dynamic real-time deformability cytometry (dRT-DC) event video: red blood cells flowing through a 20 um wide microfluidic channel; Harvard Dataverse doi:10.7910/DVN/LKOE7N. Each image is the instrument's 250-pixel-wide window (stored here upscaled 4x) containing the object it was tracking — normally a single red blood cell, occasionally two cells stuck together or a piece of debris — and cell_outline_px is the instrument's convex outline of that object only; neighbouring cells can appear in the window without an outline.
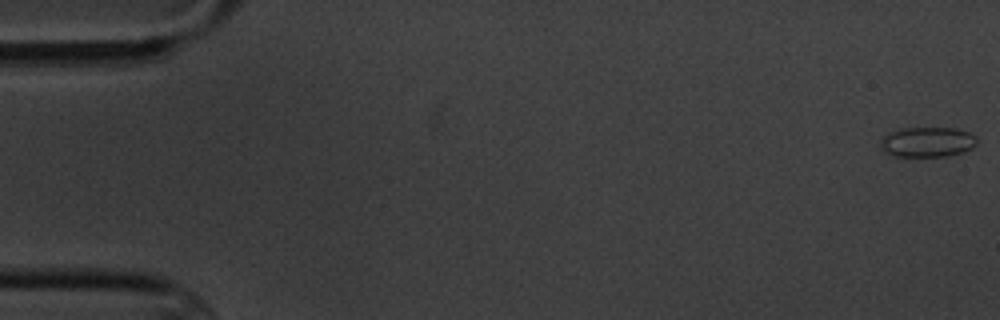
{"species": "common noctule bat (a hibernating species)", "species_latin": "Nyctalus noctula", "temperature_condition": "cold", "stored_images_in_passage": 5, "camera_frame_rate_fps": 3000, "um_per_image_px": 0.085, "animal": {"sex": "male", "body_mass_g": 20.1, "forearm_length_mm": 53.5}, "frame": {"image": 1, "passage_image": 1, "time_ms": 0.0, "image_size_px": [1000, 320], "cell_outline_px": [[976, 144], [972, 148], [964, 152], [948, 156], [892, 156], [884, 152], [880, 148], [880, 140], [888, 132], [900, 128], [956, 128], [968, 132], [976, 136]], "centroid_in_image_um": [78.8, 12.07], "position_along_channel_um": 6.2, "area_um2": 17.11}}
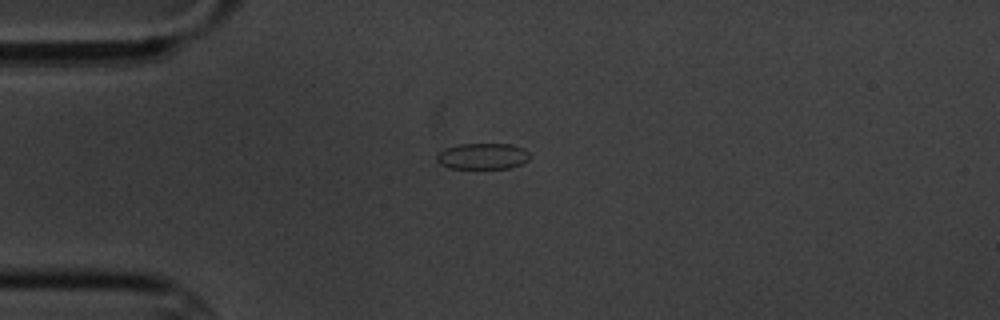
{"frame": {"image": 2, "passage_image": 5, "time_ms": 4.667, "image_size_px": [1000, 320], "cell_outline_px": [[532, 156], [528, 160], [512, 168], [448, 168], [440, 164], [436, 160], [436, 156], [444, 148], [456, 144], [512, 144], [524, 148]], "centroid_in_image_um": [41.03, 13.27], "position_along_channel_um": 44.0, "area_um2": 14.33}}